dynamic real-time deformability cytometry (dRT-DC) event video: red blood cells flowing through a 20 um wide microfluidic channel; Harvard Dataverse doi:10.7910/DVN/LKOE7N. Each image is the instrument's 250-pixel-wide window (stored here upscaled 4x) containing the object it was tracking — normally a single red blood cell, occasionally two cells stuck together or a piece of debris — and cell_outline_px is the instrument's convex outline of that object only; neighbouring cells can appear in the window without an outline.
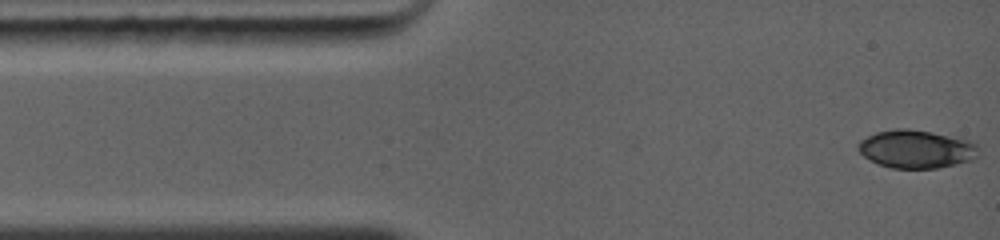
{"species": "common noctule bat (a hibernating species)", "species_latin": "Nyctalus noctula", "temperature_condition": "warm", "stored_images_in_passage": 6, "camera_frame_rate_fps": 5000, "um_per_image_px": 0.085, "animal": {"sex": "female", "body_mass_g": 19.0, "forearm_length_mm": 56.7}, "frame": {"image": 1, "passage_image": 1, "time_ms": 0.0, "image_size_px": [1000, 240], "cell_outline_px": [[980, 148], [964, 160], [952, 164], [936, 168], [892, 168], [880, 164], [864, 156], [860, 152], [860, 140], [876, 132], [896, 128], [908, 128], [960, 136], [976, 140]], "centroid_in_image_um": [77.9, 12.62], "position_along_channel_um": 7.1, "area_um2": 26.47}}